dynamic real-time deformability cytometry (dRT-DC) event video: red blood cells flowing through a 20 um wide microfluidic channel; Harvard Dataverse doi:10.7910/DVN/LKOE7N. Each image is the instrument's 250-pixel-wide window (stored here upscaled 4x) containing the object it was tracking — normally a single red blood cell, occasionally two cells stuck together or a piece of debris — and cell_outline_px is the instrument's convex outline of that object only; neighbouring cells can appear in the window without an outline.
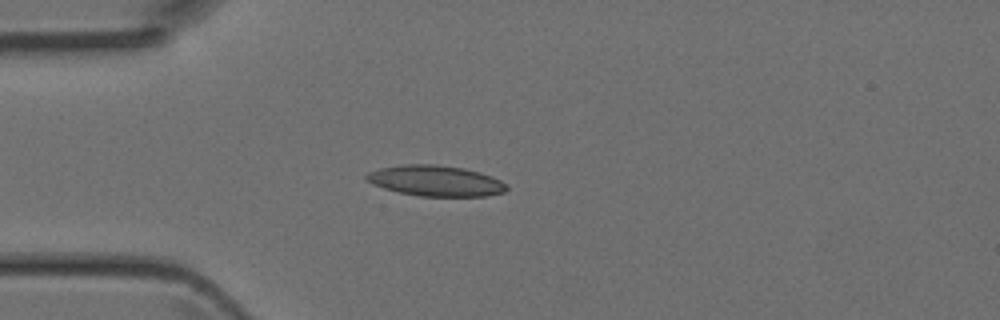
{"species": "Egyptian fruit bat (a non-hibernating species)", "species_latin": "Rousettus aegyptiacus", "temperature_condition": "room temperature", "stored_images_in_passage": 3, "camera_frame_rate_fps": 3000, "um_per_image_px": 0.085, "animal": {"sex": "female"}, "frame": {"image": 1, "passage_image": 3, "time_ms": 0.667, "image_size_px": [1000, 320], "cell_outline_px": [[508, 188], [504, 192], [484, 196], [420, 196], [400, 192], [384, 188], [372, 184], [364, 176], [368, 172], [380, 168], [404, 164], [436, 164], [464, 168], [480, 172], [492, 176], [508, 184]], "centroid_in_image_um": [37.05, 15.36], "position_along_channel_um": 48.0, "area_um2": 25.09}}